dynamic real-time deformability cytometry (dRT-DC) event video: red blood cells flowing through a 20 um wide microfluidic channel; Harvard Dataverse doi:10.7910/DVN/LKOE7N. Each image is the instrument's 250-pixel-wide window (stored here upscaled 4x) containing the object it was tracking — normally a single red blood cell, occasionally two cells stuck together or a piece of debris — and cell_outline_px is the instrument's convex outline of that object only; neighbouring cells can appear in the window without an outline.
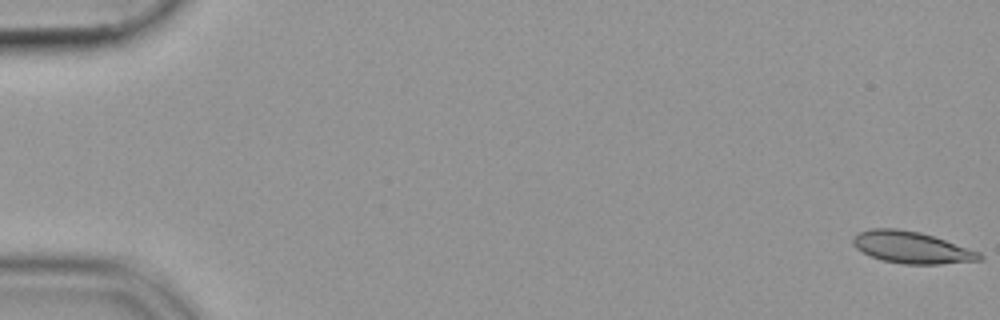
{"species": "common noctule bat (a hibernating species)", "species_latin": "Nyctalus noctula", "temperature_condition": "cold", "stored_images_in_passage": 54, "camera_frame_rate_fps": 3000, "um_per_image_px": 0.085, "animal": {"sex": "female", "body_mass_g": 19.9}, "frame": {"image": 1, "passage_image": 1, "time_ms": 0.0, "image_size_px": [1000, 320], "cell_outline_px": [[984, 256], [980, 260], [936, 264], [904, 264], [880, 260], [856, 248], [852, 244], [852, 236], [860, 232], [872, 228], [896, 228], [920, 232], [980, 252]], "centroid_in_image_um": [77.45, 21.03], "position_along_channel_um": 7.6, "area_um2": 23.24}}
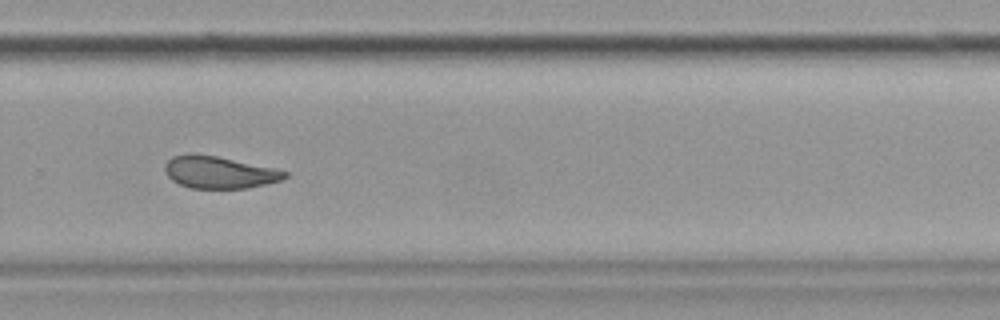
{"frame": {"image": 2, "passage_image": 38, "time_ms": 12.333, "image_size_px": [1000, 320], "cell_outline_px": [[288, 176], [280, 180], [248, 188], [192, 188], [180, 184], [172, 180], [164, 172], [164, 164], [172, 156], [192, 152], [196, 152], [216, 156], [272, 168], [288, 172]], "centroid_in_image_um": [18.56, 14.63], "position_along_channel_um": 311.2, "area_um2": 22.37}}
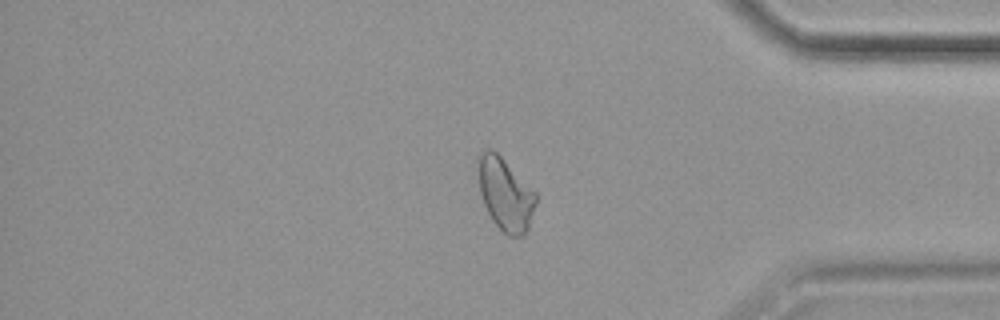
{"frame": {"image": 3, "passage_image": 46, "time_ms": 15.0, "image_size_px": [1000, 320], "cell_outline_px": [[536, 204], [528, 228], [524, 236], [508, 236], [492, 220], [484, 204], [480, 192], [476, 160], [476, 156], [488, 148], [492, 148], [536, 192]], "centroid_in_image_um": [42.93, 16.48], "position_along_channel_um": 392.3, "area_um2": 24.39}}